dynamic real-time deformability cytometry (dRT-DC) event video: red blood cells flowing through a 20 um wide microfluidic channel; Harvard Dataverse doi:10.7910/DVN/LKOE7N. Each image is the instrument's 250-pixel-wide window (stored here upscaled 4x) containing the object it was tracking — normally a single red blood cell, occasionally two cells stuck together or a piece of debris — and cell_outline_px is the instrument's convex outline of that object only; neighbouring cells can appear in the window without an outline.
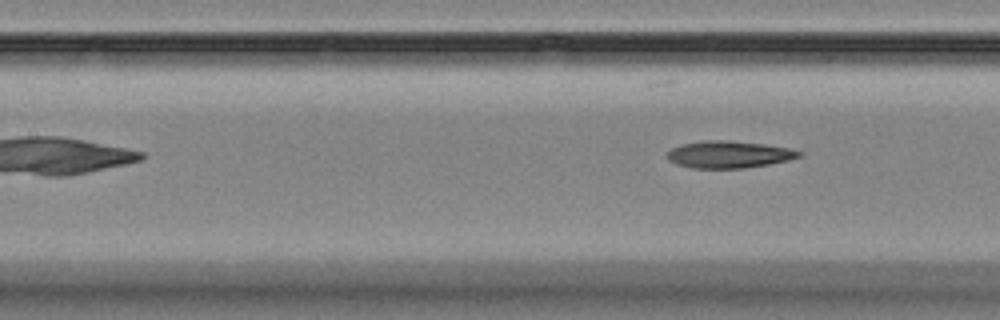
{"species": "Egyptian fruit bat (a non-hibernating species)", "species_latin": "Rousettus aegyptiacus", "temperature_condition": "room temperature", "stored_images_in_passage": 7, "segment_of_instrument_passage": [2, 2], "camera_frame_rate_fps": 3000, "um_per_image_px": 0.085, "animal": {"sex": "female"}, "frame": {"image": 1, "passage_image": 7, "time_ms": 7.667, "image_size_px": [1000, 320], "cell_outline_px": [[800, 156], [788, 160], [768, 164], [744, 168], [692, 168], [676, 164], [668, 160], [668, 152], [672, 148], [680, 144], [704, 140], [728, 140], [760, 144], [788, 148], [800, 152]], "centroid_in_image_um": [61.89, 13.13], "position_along_channel_um": 145.5, "area_um2": 20.52}}